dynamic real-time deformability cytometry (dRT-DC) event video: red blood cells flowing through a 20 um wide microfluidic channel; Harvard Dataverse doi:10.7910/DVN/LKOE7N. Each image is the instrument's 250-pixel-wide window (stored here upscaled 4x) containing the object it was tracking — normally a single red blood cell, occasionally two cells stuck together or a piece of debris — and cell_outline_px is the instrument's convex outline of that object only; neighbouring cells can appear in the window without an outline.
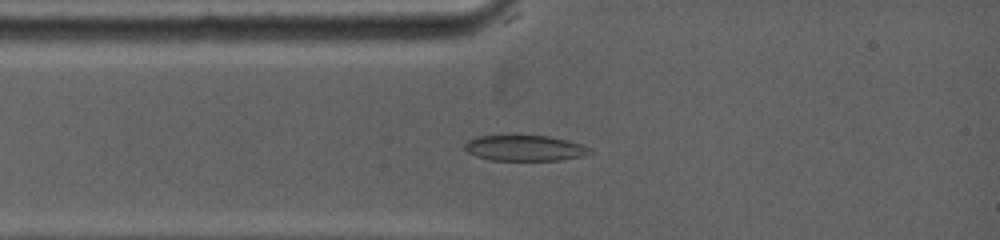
{"species": "common noctule bat (a hibernating species)", "species_latin": "Nyctalus noctula", "temperature_condition": "warm", "stored_images_in_passage": 51, "camera_frame_rate_fps": 5000, "um_per_image_px": 0.085, "animal": {"sex": "female", "body_mass_g": 19.0, "forearm_length_mm": 53.3}, "frame": {"image": 1, "passage_image": 4, "time_ms": 1.6, "image_size_px": [1000, 240], "cell_outline_px": [[592, 152], [584, 156], [560, 160], [492, 160], [476, 156], [468, 152], [464, 148], [464, 144], [468, 140], [476, 136], [548, 136], [568, 140], [580, 144], [588, 148]], "centroid_in_image_um": [44.59, 12.59], "position_along_channel_um": 40.4, "area_um2": 18.55}}
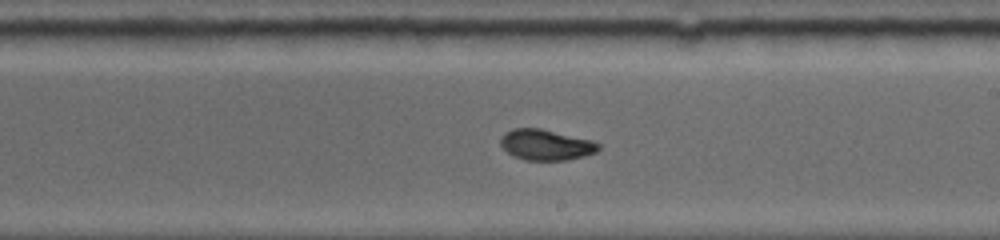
{"frame": {"image": 2, "passage_image": 22, "time_ms": 6.8, "image_size_px": [1000, 240], "cell_outline_px": [[600, 148], [596, 152], [584, 156], [568, 160], [524, 160], [512, 156], [500, 144], [500, 136], [504, 132], [512, 128], [540, 128], [592, 140], [600, 144]], "centroid_in_image_um": [46.38, 12.3], "position_along_channel_um": 242.6, "area_um2": 17.69}}
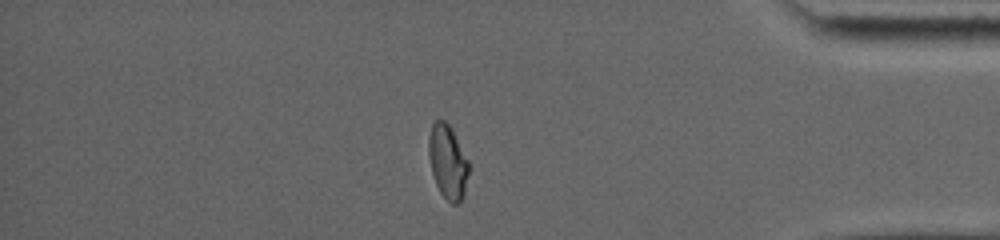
{"frame": {"image": 3, "passage_image": 43, "time_ms": 11.6, "image_size_px": [1000, 240], "cell_outline_px": [[472, 164], [464, 196], [456, 204], [452, 204], [440, 192], [436, 184], [432, 172], [428, 156], [428, 136], [432, 124], [436, 120], [444, 120], [452, 128]], "centroid_in_image_um": [38.1, 13.74], "position_along_channel_um": 397.1, "area_um2": 17.86}, "authors_computed_cell_mechanics": {"area_um2": 17.8024, "velocity_mm_per_s": 3.893, "shape_relaxation_time_tau1_ms": 7.7598, "shape_relaxation_time_tau2_ms": null, "deformation_change_tau1": 0.1955, "deformation_change_tau2": null}}